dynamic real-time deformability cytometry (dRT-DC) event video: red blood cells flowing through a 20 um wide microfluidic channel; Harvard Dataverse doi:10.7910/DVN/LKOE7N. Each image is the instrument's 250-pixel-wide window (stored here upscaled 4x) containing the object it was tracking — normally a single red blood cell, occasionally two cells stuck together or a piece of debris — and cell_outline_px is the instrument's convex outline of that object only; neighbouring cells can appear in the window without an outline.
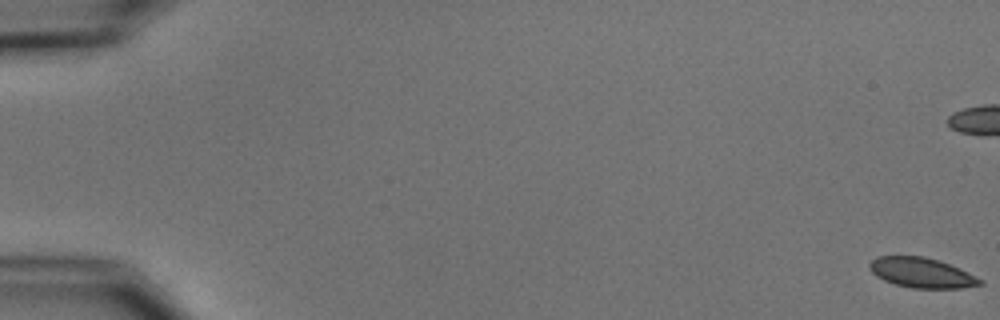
{"species": "common noctule bat (a hibernating species)", "species_latin": "Nyctalus noctula", "temperature_condition": "cold", "stored_images_in_passage": 6, "camera_frame_rate_fps": 3000, "um_per_image_px": 0.085, "animal": {"sex": "male", "body_mass_g": 15.6}, "frame": {"image": 1, "passage_image": 1, "time_ms": 0.0, "image_size_px": [1000, 320], "cell_outline_px": [[984, 284], [960, 288], [912, 288], [896, 284], [884, 280], [876, 276], [868, 268], [868, 264], [876, 256], [924, 256], [960, 268], [984, 280]], "centroid_in_image_um": [78.34, 23.18], "position_along_channel_um": 6.7, "area_um2": 19.31}}
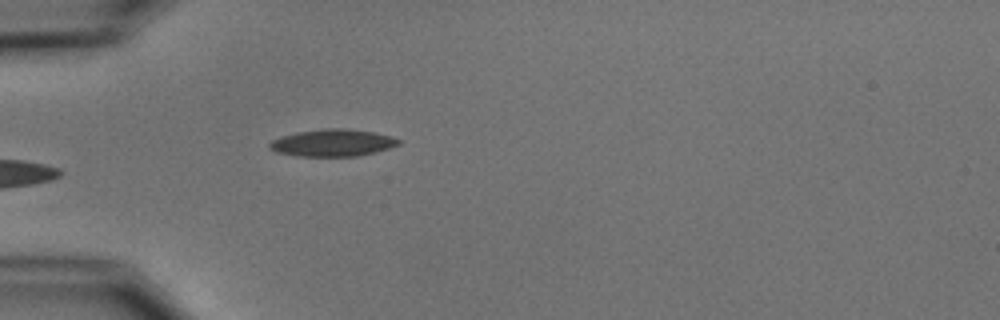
{"frame": {"image": 2, "passage_image": 6, "time_ms": 6.667, "image_size_px": [1000, 320], "cell_outline_px": [[400, 144], [376, 152], [356, 156], [296, 156], [276, 152], [268, 148], [268, 144], [272, 140], [280, 136], [296, 132], [324, 128], [344, 128], [376, 132], [392, 136], [400, 140]], "centroid_in_image_um": [28.25, 12.13], "position_along_channel_um": 56.7, "area_um2": 20.58}}